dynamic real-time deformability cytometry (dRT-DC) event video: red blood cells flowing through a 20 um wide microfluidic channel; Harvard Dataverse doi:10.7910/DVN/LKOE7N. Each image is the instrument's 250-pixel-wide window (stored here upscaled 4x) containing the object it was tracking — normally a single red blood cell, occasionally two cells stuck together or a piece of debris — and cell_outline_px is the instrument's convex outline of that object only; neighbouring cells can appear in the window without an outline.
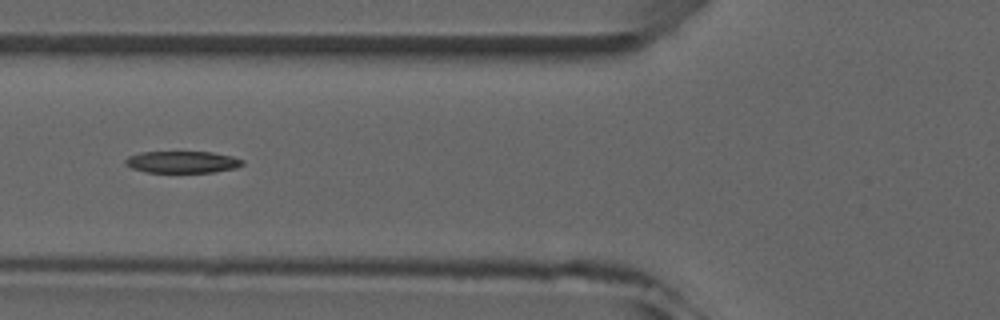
{"species": "common noctule bat (a hibernating species)", "species_latin": "Nyctalus noctula", "temperature_condition": "room temperature", "stored_images_in_passage": 5, "camera_frame_rate_fps": 3000, "um_per_image_px": 0.085, "animal": {"sex": "male", "forearm_length_mm": 52.5}, "frame": {"image": 1, "passage_image": 5, "time_ms": 5.333, "image_size_px": [1000, 320], "cell_outline_px": [[244, 164], [236, 168], [212, 172], [148, 172], [132, 168], [124, 164], [124, 160], [128, 156], [140, 152], [212, 152], [232, 156], [244, 160]], "centroid_in_image_um": [15.49, 13.76], "position_along_channel_um": 110.3, "area_um2": 14.91}}